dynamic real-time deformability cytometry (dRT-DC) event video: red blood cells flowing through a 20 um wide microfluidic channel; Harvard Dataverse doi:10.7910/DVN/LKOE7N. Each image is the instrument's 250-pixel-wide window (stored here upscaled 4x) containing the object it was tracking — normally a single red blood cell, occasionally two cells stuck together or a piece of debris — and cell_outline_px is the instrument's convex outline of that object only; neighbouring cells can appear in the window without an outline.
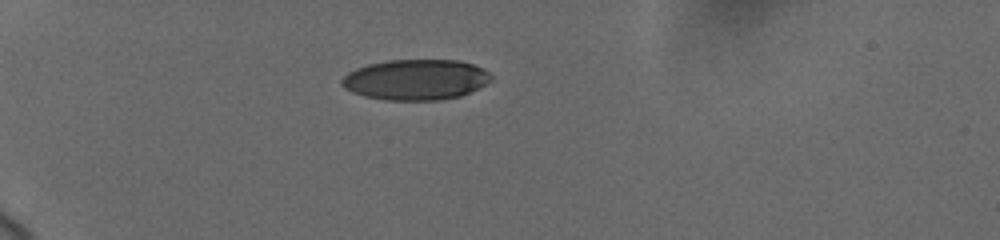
{"species": "human", "species_latin": "Homo sapiens", "temperature_condition": "cold", "stored_images_in_passage": 3, "camera_frame_rate_fps": 3000, "um_per_image_px": 0.085, "donor": {"sex": "female"}, "frame": {"image": 1, "passage_image": 1, "time_ms": 0.0, "image_size_px": [1000, 240], "cell_outline_px": [[492, 80], [460, 96], [440, 100], [384, 100], [364, 96], [352, 92], [344, 88], [340, 84], [340, 80], [348, 72], [356, 68], [368, 64], [388, 60], [460, 60], [484, 68], [492, 76]], "centroid_in_image_um": [35.31, 6.77], "position_along_channel_um": 49.7, "area_um2": 35.37}}
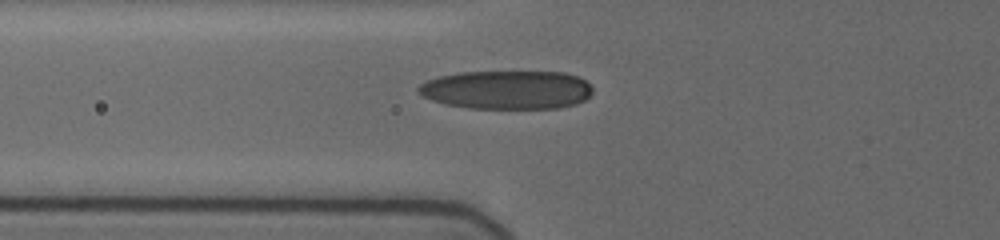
{"frame": {"image": 2, "passage_image": 3, "time_ms": 2.0, "image_size_px": [1000, 240], "cell_outline_px": [[592, 92], [584, 100], [576, 104], [560, 108], [468, 108], [444, 104], [432, 100], [416, 92], [416, 88], [420, 84], [428, 80], [440, 76], [460, 72], [564, 72], [580, 76], [592, 88]], "centroid_in_image_um": [43.08, 7.63], "position_along_channel_um": 82.7, "area_um2": 39.36}}